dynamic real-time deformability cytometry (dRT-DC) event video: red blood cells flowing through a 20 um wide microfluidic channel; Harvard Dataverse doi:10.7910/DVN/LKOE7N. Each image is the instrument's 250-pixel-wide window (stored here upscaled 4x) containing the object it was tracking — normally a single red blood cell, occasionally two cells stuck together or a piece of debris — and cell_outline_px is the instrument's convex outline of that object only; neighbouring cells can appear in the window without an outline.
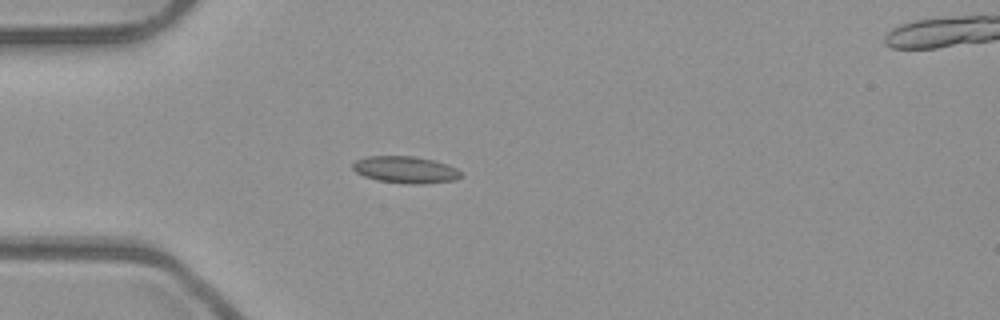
{"species": "common noctule bat (a hibernating species)", "species_latin": "Nyctalus noctula", "temperature_condition": "room temperature", "stored_images_in_passage": 38, "camera_frame_rate_fps": 3000, "um_per_image_px": 0.085, "animal": {"sex": "male", "body_mass_g": 23.1, "forearm_length_mm": 52.7}, "frame": {"image": 1, "passage_image": 1, "time_ms": 0.0, "image_size_px": [1000, 320], "cell_outline_px": [[464, 176], [456, 180], [424, 184], [408, 184], [376, 180], [364, 176], [356, 172], [352, 168], [352, 164], [356, 160], [368, 156], [416, 156], [432, 160], [456, 168]], "centroid_in_image_um": [34.46, 14.43], "position_along_channel_um": 50.5, "area_um2": 16.99}}
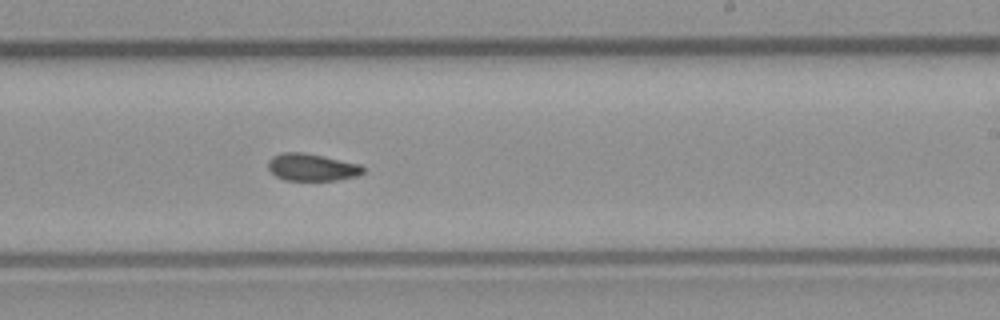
{"frame": {"image": 2, "passage_image": 18, "time_ms": 5.667, "image_size_px": [1000, 320], "cell_outline_px": [[364, 172], [360, 176], [336, 180], [284, 180], [276, 176], [268, 168], [268, 160], [272, 156], [280, 152], [304, 152], [324, 156], [360, 164], [364, 168]], "centroid_in_image_um": [26.51, 14.21], "position_along_channel_um": 262.5, "area_um2": 15.26}}
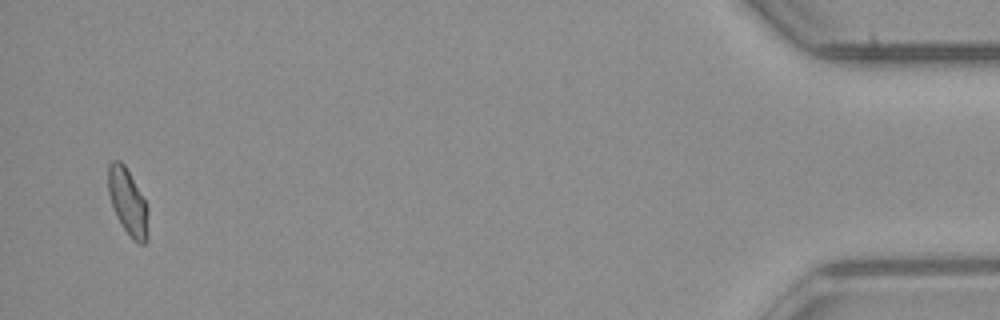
{"frame": {"image": 3, "passage_image": 37, "time_ms": 12.0, "image_size_px": [1000, 320], "cell_outline_px": [[148, 240], [144, 244], [140, 244], [124, 228], [116, 216], [108, 192], [108, 164], [112, 160], [120, 160], [124, 164], [144, 200], [148, 208]], "centroid_in_image_um": [10.86, 17.15], "position_along_channel_um": 424.3, "area_um2": 15.14}, "authors_computed_cell_mechanics": {"area_um2": 15.4037, "velocity_mm_per_s": 3.9461, "shape_relaxation_time_tau1_ms": null, "shape_relaxation_time_tau2_ms": 2.8787, "deformation_change_tau1": null, "deformation_change_tau2": 0.0553}}